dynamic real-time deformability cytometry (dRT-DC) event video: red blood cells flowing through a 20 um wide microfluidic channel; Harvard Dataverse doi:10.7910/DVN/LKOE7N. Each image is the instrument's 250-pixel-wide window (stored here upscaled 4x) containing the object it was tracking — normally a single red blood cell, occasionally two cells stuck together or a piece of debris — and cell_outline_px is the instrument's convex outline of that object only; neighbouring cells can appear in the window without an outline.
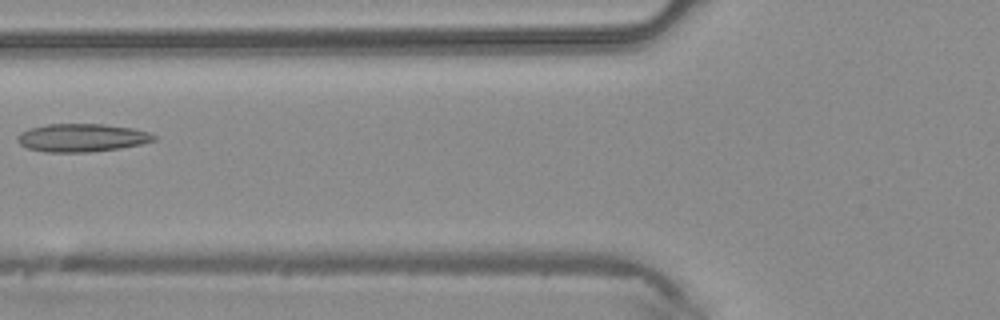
{"species": "common noctule bat (a hibernating species)", "species_latin": "Nyctalus noctula", "temperature_condition": "warm", "stored_images_in_passage": 5, "camera_frame_rate_fps": 3000, "um_per_image_px": 0.085, "animal": {"sex": "male", "body_mass_g": 20.4}, "frame": {"image": 1, "passage_image": 5, "time_ms": 1.333, "image_size_px": [1000, 320], "cell_outline_px": [[156, 140], [140, 144], [120, 148], [88, 152], [44, 152], [28, 148], [20, 144], [16, 140], [16, 136], [20, 132], [28, 128], [48, 124], [104, 124], [132, 128], [148, 132], [156, 136]], "centroid_in_image_um": [6.92, 11.7], "position_along_channel_um": 118.9, "area_um2": 22.37}}